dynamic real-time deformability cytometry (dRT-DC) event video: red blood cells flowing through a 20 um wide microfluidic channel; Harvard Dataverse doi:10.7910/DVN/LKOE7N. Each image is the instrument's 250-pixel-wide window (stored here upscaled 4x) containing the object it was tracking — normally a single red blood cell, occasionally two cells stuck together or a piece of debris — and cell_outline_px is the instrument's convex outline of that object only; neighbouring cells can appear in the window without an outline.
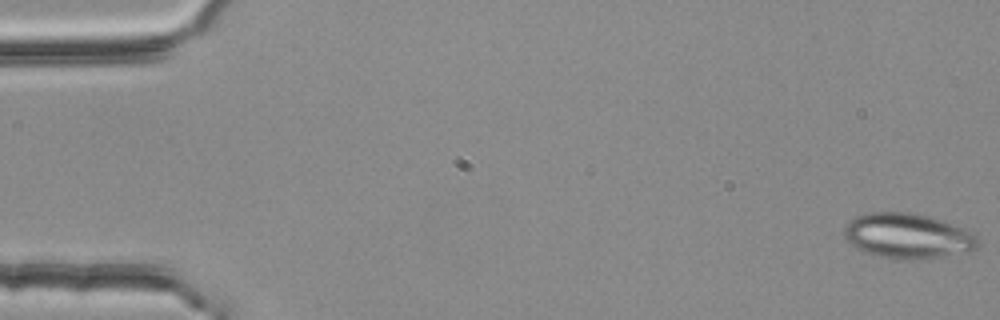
{"species": "common noctule bat (a hibernating species)", "species_latin": "Nyctalus noctula", "temperature_condition": "room temperature", "stored_images_in_passage": 53, "camera_frame_rate_fps": 3000, "um_per_image_px": 0.085, "animal": {"sex": "female", "body_mass_g": 25.1}, "frame": {"image": 1, "passage_image": 1, "time_ms": 0.0, "image_size_px": [1000, 320], "cell_outline_px": [[980, 244], [976, 248], [968, 252], [940, 256], [880, 256], [856, 248], [844, 236], [844, 228], [848, 220], [856, 216], [868, 212], [912, 212], [944, 220], [976, 236], [980, 240]], "centroid_in_image_um": [77.14, 19.99], "position_along_channel_um": 7.9, "area_um2": 34.04}}
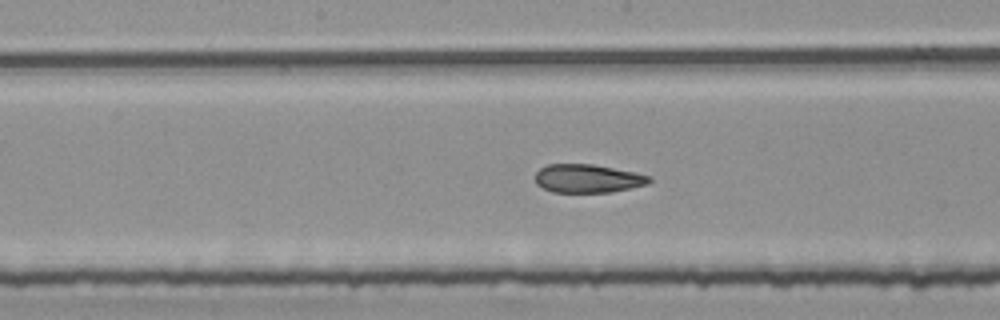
{"frame": {"image": 2, "passage_image": 28, "time_ms": 9.0, "image_size_px": [1000, 320], "cell_outline_px": [[652, 180], [648, 184], [612, 192], [552, 192], [536, 184], [536, 172], [540, 168], [548, 164], [592, 164], [636, 172], [652, 176]], "centroid_in_image_um": [49.98, 15.17], "position_along_channel_um": 198.2, "area_um2": 18.96}}
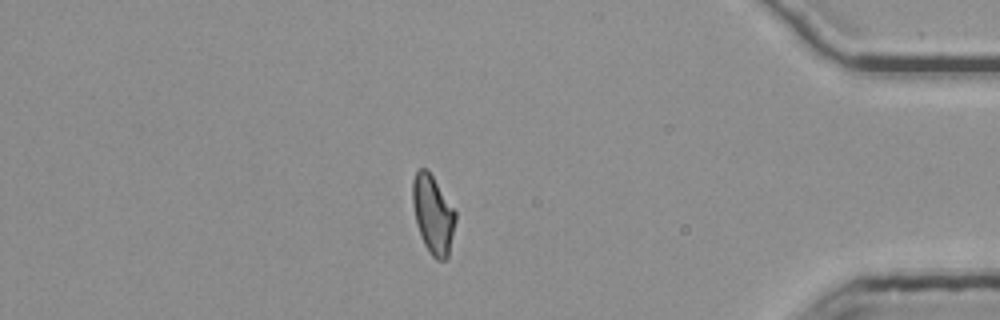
{"frame": {"image": 3, "passage_image": 47, "time_ms": 15.333, "image_size_px": [1000, 320], "cell_outline_px": [[456, 220], [448, 256], [444, 260], [436, 260], [432, 256], [424, 244], [420, 236], [416, 224], [412, 204], [412, 180], [416, 172], [420, 168], [424, 168], [432, 176], [456, 212]], "centroid_in_image_um": [36.78, 18.25], "position_along_channel_um": 398.4, "area_um2": 19.48}, "authors_computed_cell_mechanics": {"area_um2": 19.8254, "velocity_mm_per_s": 3.7813, "shape_relaxation_time_tau1_ms": null, "shape_relaxation_time_tau2_ms": 2.5396, "deformation_change_tau1": null, "deformation_change_tau2": 0.099}}